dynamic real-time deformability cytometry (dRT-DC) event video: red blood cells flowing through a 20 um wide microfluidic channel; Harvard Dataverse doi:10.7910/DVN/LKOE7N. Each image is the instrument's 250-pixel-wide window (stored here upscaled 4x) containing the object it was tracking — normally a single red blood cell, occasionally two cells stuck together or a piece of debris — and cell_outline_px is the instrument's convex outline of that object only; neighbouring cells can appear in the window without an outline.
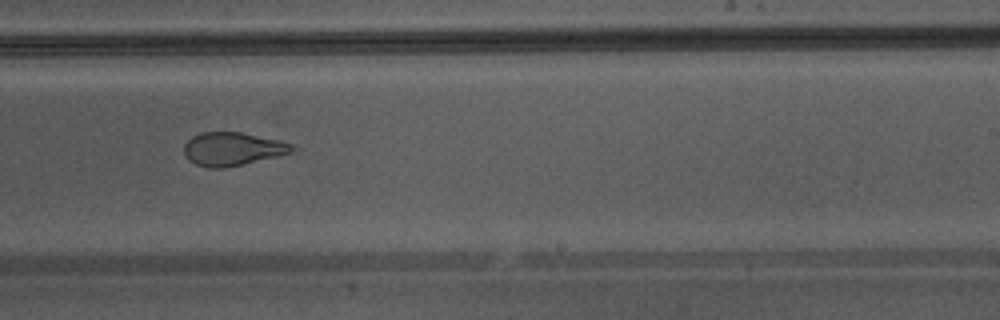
{"species": "Egyptian fruit bat (a non-hibernating species)", "species_latin": "Rousettus aegyptiacus", "temperature_condition": "warm", "stored_images_in_passage": 28, "camera_frame_rate_fps": 3000, "um_per_image_px": 0.085, "animal": {"sex": "male"}, "frame": {"image": 1, "passage_image": 16, "time_ms": 5.0, "image_size_px": [1000, 320], "cell_outline_px": [[300, 152], [224, 168], [212, 168], [196, 164], [188, 160], [184, 156], [184, 144], [192, 136], [200, 132], [240, 132], [280, 140], [292, 144], [300, 148]], "centroid_in_image_um": [19.86, 12.66], "position_along_channel_um": 269.1, "area_um2": 21.5}}